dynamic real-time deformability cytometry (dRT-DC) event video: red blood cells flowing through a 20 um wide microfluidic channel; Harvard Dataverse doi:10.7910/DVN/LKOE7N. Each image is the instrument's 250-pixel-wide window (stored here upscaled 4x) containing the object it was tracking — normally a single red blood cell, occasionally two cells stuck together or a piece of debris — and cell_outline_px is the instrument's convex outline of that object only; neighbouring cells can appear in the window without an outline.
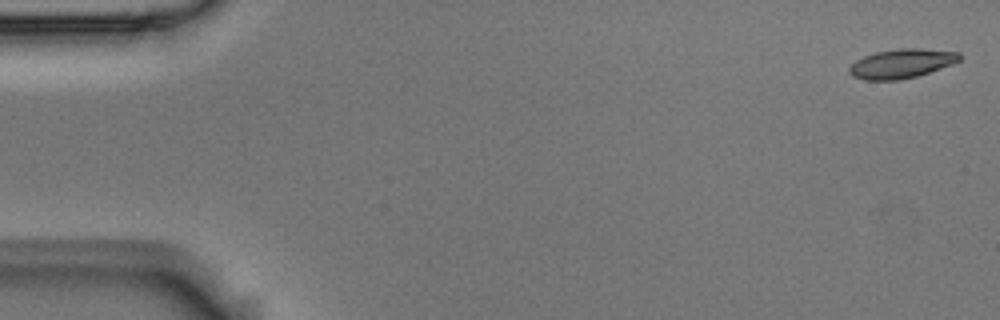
{"species": "Egyptian fruit bat (a non-hibernating species)", "species_latin": "Rousettus aegyptiacus", "temperature_condition": "room temperature", "stored_images_in_passage": 4, "camera_frame_rate_fps": 3000, "um_per_image_px": 0.085, "animal": {"sex": "male"}, "frame": {"image": 1, "passage_image": 1, "time_ms": 0.0, "image_size_px": [1000, 320], "cell_outline_px": [[960, 60], [952, 64], [916, 76], [900, 80], [864, 80], [852, 76], [848, 72], [848, 68], [856, 60], [864, 56], [876, 52], [900, 48], [920, 48], [960, 52]], "centroid_in_image_um": [76.61, 5.4], "position_along_channel_um": 8.4, "area_um2": 18.73}}